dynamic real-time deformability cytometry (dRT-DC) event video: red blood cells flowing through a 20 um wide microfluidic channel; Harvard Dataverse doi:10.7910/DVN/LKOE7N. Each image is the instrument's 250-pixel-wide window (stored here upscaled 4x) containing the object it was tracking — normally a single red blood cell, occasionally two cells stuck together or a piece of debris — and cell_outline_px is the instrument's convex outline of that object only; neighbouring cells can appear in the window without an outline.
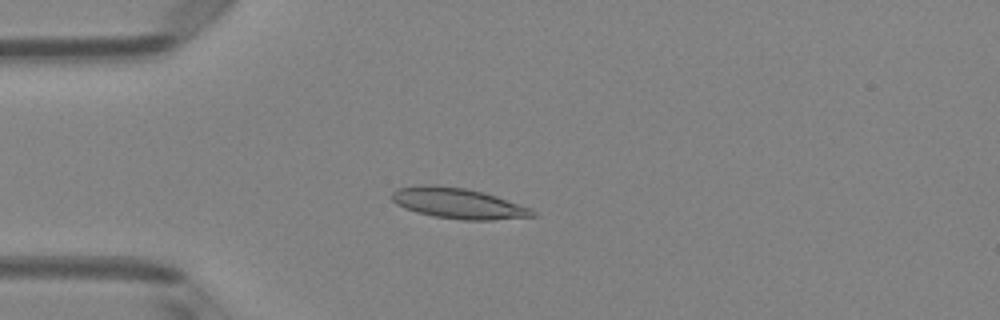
{"species": "Egyptian fruit bat (a non-hibernating species)", "species_latin": "Rousettus aegyptiacus", "temperature_condition": "room temperature", "stored_images_in_passage": 4, "camera_frame_rate_fps": 3000, "um_per_image_px": 0.085, "animal": {"sex": "female"}, "frame": {"image": 1, "passage_image": 4, "time_ms": 1.0, "image_size_px": [1000, 320], "cell_outline_px": [[536, 216], [492, 220], [464, 220], [432, 216], [416, 212], [404, 208], [396, 204], [388, 196], [396, 188], [420, 184], [432, 184], [464, 188], [484, 192], [532, 208], [536, 212]], "centroid_in_image_um": [38.9, 17.27], "position_along_channel_um": 46.1, "area_um2": 25.43}}